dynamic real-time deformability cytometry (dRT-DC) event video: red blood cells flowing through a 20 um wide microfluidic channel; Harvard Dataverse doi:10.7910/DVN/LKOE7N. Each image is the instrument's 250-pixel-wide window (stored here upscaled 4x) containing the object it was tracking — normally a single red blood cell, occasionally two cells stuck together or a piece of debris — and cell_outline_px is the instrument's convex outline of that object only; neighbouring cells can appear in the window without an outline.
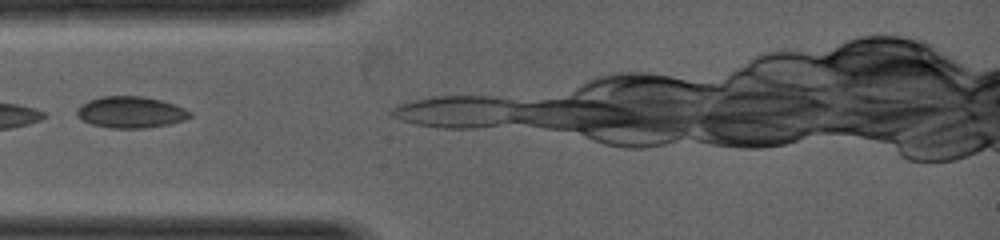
{"species": "common noctule bat (a hibernating species)", "species_latin": "Nyctalus noctula", "temperature_condition": "warm", "stored_images_in_passage": 7, "camera_frame_rate_fps": 5000, "um_per_image_px": 0.085, "animal": {"sex": "female", "body_mass_g": 19.0, "forearm_length_mm": 53.3}, "frame": {"image": 1, "passage_image": 1, "time_ms": 0.0, "image_size_px": [1000, 240], "cell_outline_px": [[192, 116], [184, 120], [168, 124], [144, 128], [108, 128], [92, 124], [80, 120], [76, 116], [76, 108], [80, 104], [88, 100], [100, 96], [140, 96], [160, 100], [184, 108], [192, 112]], "centroid_in_image_um": [11.05, 9.54], "position_along_channel_um": 74.0, "area_um2": 20.87}}